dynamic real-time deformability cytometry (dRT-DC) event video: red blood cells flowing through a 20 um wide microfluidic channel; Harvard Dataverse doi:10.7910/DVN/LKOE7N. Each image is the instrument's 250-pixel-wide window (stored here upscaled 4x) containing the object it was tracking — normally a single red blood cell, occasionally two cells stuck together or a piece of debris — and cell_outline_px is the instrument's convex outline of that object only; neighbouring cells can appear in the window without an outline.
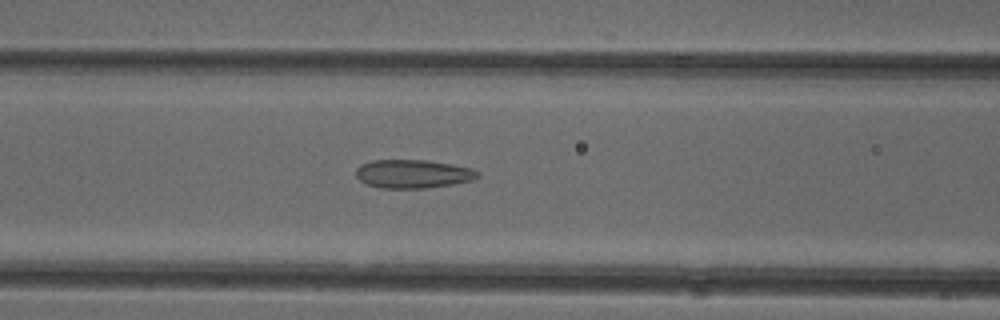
{"species": "common noctule bat (a hibernating species)", "species_latin": "Nyctalus noctula", "temperature_condition": "cold", "stored_images_in_passage": 44, "camera_frame_rate_fps": 3000, "um_per_image_px": 0.085, "animal": {"sex": "female"}, "frame": {"image": 1, "passage_image": 14, "time_ms": 4.333, "image_size_px": [1000, 320], "cell_outline_px": [[480, 176], [472, 180], [452, 184], [424, 188], [380, 188], [368, 184], [360, 180], [356, 176], [356, 168], [360, 164], [372, 160], [428, 160], [452, 164], [472, 168], [480, 172]], "centroid_in_image_um": [35.11, 14.77], "position_along_channel_um": 131.5, "area_um2": 20.29}}
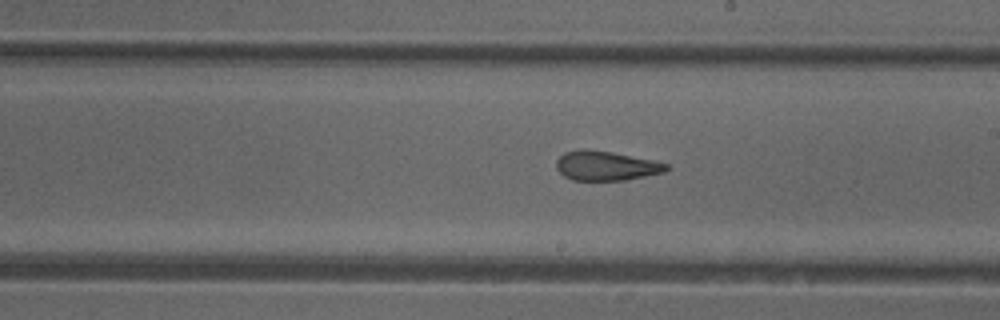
{"frame": {"image": 2, "passage_image": 22, "time_ms": 7.0, "image_size_px": [1000, 320], "cell_outline_px": [[672, 168], [664, 172], [624, 180], [572, 180], [564, 176], [556, 168], [556, 160], [564, 152], [580, 148], [588, 148], [612, 152], [652, 160], [668, 164]], "centroid_in_image_um": [51.49, 14.07], "position_along_channel_um": 237.5, "area_um2": 19.02}}
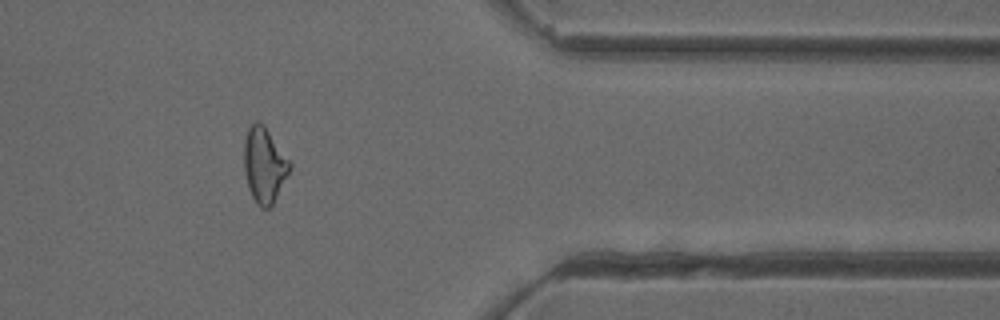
{"frame": {"image": 3, "passage_image": 35, "time_ms": 11.333, "image_size_px": [1000, 320], "cell_outline_px": [[292, 168], [272, 204], [268, 208], [260, 208], [256, 204], [248, 188], [244, 172], [244, 140], [248, 128], [256, 120], [264, 124], [292, 164]], "centroid_in_image_um": [22.46, 14.02], "position_along_channel_um": 388.9, "area_um2": 20.11}, "authors_computed_cell_mechanics": {"area_um2": 20.2011, "velocity_mm_per_s": 3.9637, "shape_relaxation_time_tau1_ms": null, "shape_relaxation_time_tau2_ms": 2.017, "deformation_change_tau1": null, "deformation_change_tau2": 0.1116}}